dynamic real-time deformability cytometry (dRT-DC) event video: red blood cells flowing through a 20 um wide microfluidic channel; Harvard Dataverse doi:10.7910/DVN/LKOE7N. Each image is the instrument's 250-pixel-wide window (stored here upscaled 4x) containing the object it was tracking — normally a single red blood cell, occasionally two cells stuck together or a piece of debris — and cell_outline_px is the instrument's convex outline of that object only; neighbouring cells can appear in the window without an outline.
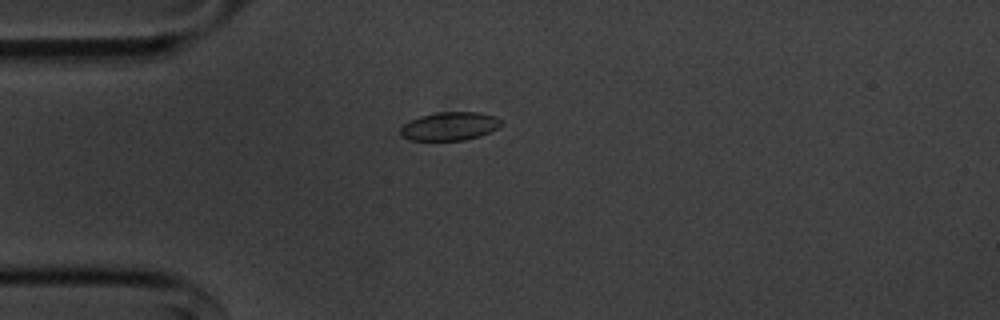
{"species": "common noctule bat (a hibernating species)", "species_latin": "Nyctalus noctula", "temperature_condition": "cold", "stored_images_in_passage": 41, "camera_frame_rate_fps": 3000, "um_per_image_px": 0.085, "animal": {"sex": "male", "body_mass_g": 20.1, "forearm_length_mm": 53.5}, "frame": {"image": 1, "passage_image": 6, "time_ms": 1.667, "image_size_px": [1000, 320], "cell_outline_px": [[500, 124], [496, 128], [480, 136], [464, 140], [408, 140], [400, 136], [400, 128], [404, 124], [420, 116], [436, 112], [480, 112], [496, 116], [500, 120]], "centroid_in_image_um": [38.19, 10.73], "position_along_channel_um": 46.8, "area_um2": 16.59}}
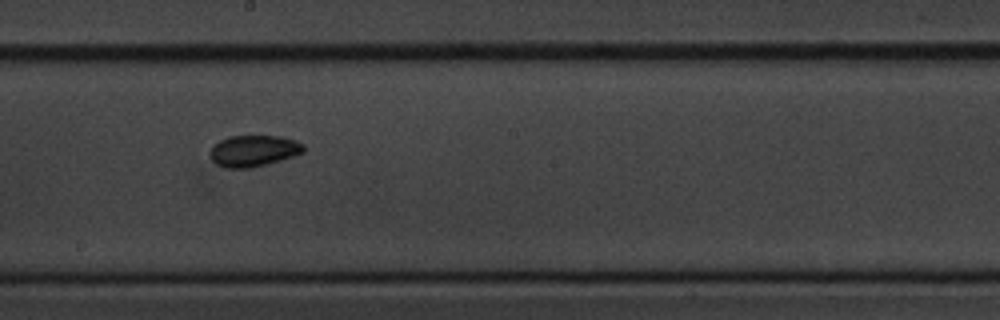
{"frame": {"image": 2, "passage_image": 22, "time_ms": 7.0, "image_size_px": [1000, 320], "cell_outline_px": [[304, 152], [280, 160], [248, 168], [224, 168], [216, 164], [212, 160], [212, 148], [220, 140], [228, 136], [280, 136], [296, 140], [304, 144]], "centroid_in_image_um": [21.58, 12.81], "position_along_channel_um": 226.6, "area_um2": 16.82}}
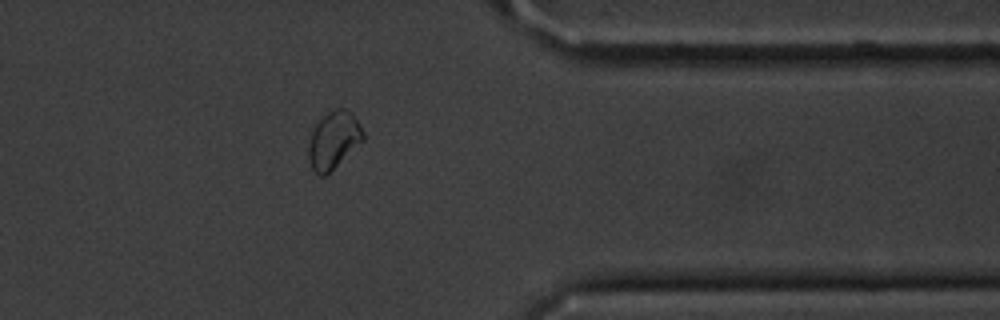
{"frame": {"image": 3, "passage_image": 36, "time_ms": 11.667, "image_size_px": [1000, 320], "cell_outline_px": [[364, 140], [324, 176], [320, 176], [312, 168], [308, 156], [308, 148], [312, 132], [316, 124], [328, 112], [336, 108], [344, 108], [352, 112], [364, 132]], "centroid_in_image_um": [28.37, 11.89], "position_along_channel_um": 383.0, "area_um2": 17.86}, "authors_computed_cell_mechanics": {"area_um2": 16.473, "velocity_mm_per_s": 3.6181, "shape_relaxation_time_tau1_ms": 3.0593, "shape_relaxation_time_tau2_ms": null, "deformation_change_tau1": 0.0554, "deformation_change_tau2": null}}